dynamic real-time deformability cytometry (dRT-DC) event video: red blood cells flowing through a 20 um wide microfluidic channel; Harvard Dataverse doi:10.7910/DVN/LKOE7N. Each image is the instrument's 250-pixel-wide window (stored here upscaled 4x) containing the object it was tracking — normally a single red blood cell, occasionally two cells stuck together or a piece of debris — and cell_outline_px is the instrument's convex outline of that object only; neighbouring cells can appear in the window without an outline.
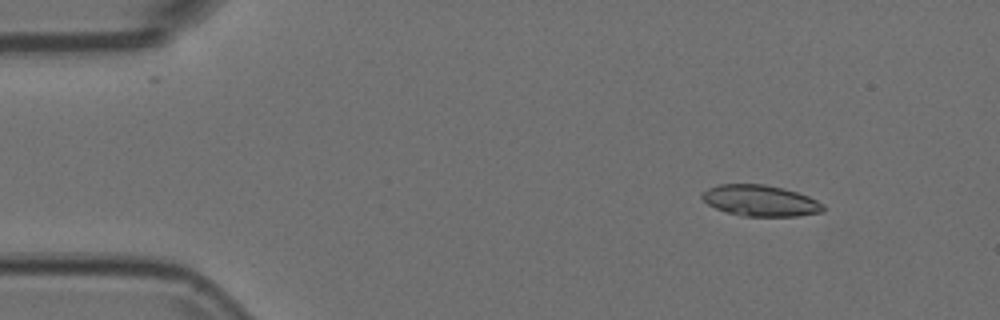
{"species": "Egyptian fruit bat (a non-hibernating species)", "species_latin": "Rousettus aegyptiacus", "temperature_condition": "room temperature", "stored_images_in_passage": 50, "camera_frame_rate_fps": 3000, "um_per_image_px": 0.085, "animal": {"sex": "female"}, "frame": {"image": 1, "passage_image": 4, "time_ms": 1.0, "image_size_px": [1000, 320], "cell_outline_px": [[824, 212], [796, 216], [744, 216], [728, 212], [716, 208], [708, 204], [700, 196], [708, 188], [720, 184], [764, 184], [784, 188], [808, 196], [824, 204]], "centroid_in_image_um": [64.65, 17.05], "position_along_channel_um": 20.3, "area_um2": 21.85}}
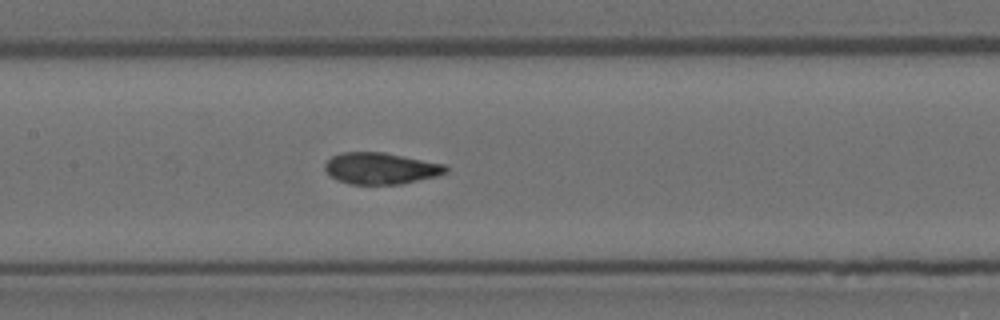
{"frame": {"image": 2, "passage_image": 23, "time_ms": 7.333, "image_size_px": [1000, 320], "cell_outline_px": [[448, 172], [436, 176], [400, 184], [348, 184], [336, 180], [328, 176], [324, 168], [324, 164], [332, 156], [340, 152], [384, 152], [444, 164], [448, 168]], "centroid_in_image_um": [32.31, 14.31], "position_along_channel_um": 175.1, "area_um2": 22.31}}
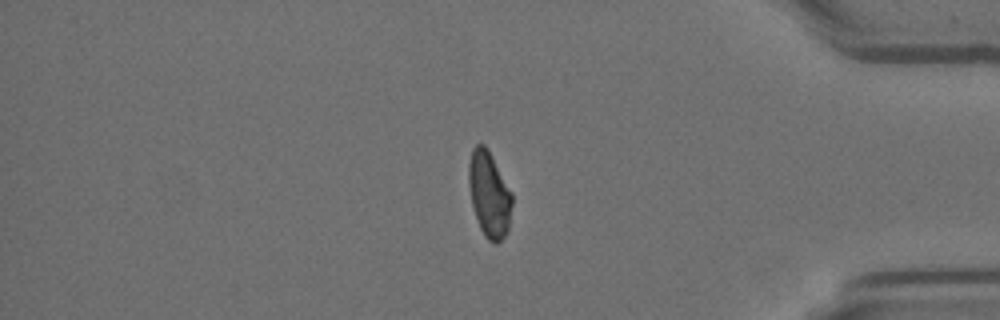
{"frame": {"image": 3, "passage_image": 43, "time_ms": 14.0, "image_size_px": [1000, 320], "cell_outline_px": [[512, 204], [508, 232], [496, 244], [488, 240], [484, 236], [480, 228], [472, 204], [468, 184], [468, 164], [472, 148], [476, 144], [484, 144], [488, 148], [512, 192]], "centroid_in_image_um": [41.58, 16.49], "position_along_channel_um": 393.6, "area_um2": 21.85}}